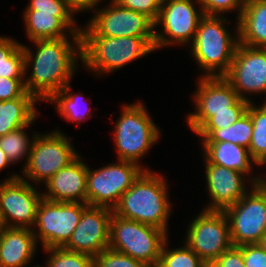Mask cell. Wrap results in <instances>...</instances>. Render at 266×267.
I'll return each mask as SVG.
<instances>
[{"mask_svg": "<svg viewBox=\"0 0 266 267\" xmlns=\"http://www.w3.org/2000/svg\"><path fill=\"white\" fill-rule=\"evenodd\" d=\"M21 44L25 87L40 103L73 83L82 67L81 38L34 40L30 43L34 47Z\"/></svg>", "mask_w": 266, "mask_h": 267, "instance_id": "6da1fadb", "label": "cell"}, {"mask_svg": "<svg viewBox=\"0 0 266 267\" xmlns=\"http://www.w3.org/2000/svg\"><path fill=\"white\" fill-rule=\"evenodd\" d=\"M167 179L162 172L144 170L122 194L113 213L161 229L169 235L174 204L170 200L171 188Z\"/></svg>", "mask_w": 266, "mask_h": 267, "instance_id": "7a4b0ae2", "label": "cell"}, {"mask_svg": "<svg viewBox=\"0 0 266 267\" xmlns=\"http://www.w3.org/2000/svg\"><path fill=\"white\" fill-rule=\"evenodd\" d=\"M80 36L82 69L100 79L158 51L155 38L98 36L87 24Z\"/></svg>", "mask_w": 266, "mask_h": 267, "instance_id": "3957f363", "label": "cell"}, {"mask_svg": "<svg viewBox=\"0 0 266 267\" xmlns=\"http://www.w3.org/2000/svg\"><path fill=\"white\" fill-rule=\"evenodd\" d=\"M226 16L204 15L196 30L192 44L188 47L200 74L197 77L224 76L230 68L239 44V24ZM231 30V31H230ZM234 31V32H232Z\"/></svg>", "mask_w": 266, "mask_h": 267, "instance_id": "277c9868", "label": "cell"}, {"mask_svg": "<svg viewBox=\"0 0 266 267\" xmlns=\"http://www.w3.org/2000/svg\"><path fill=\"white\" fill-rule=\"evenodd\" d=\"M120 115L117 120L110 117L113 122L112 140L116 159L133 162L144 170H151L143 157L148 156L150 149L159 143L162 130L150 115L145 102L137 99L133 103L120 105Z\"/></svg>", "mask_w": 266, "mask_h": 267, "instance_id": "5b68a950", "label": "cell"}, {"mask_svg": "<svg viewBox=\"0 0 266 267\" xmlns=\"http://www.w3.org/2000/svg\"><path fill=\"white\" fill-rule=\"evenodd\" d=\"M50 131L37 134L26 166L20 171L21 179L38 187H43L54 174L80 154L72 142L74 138L71 139L59 127Z\"/></svg>", "mask_w": 266, "mask_h": 267, "instance_id": "8992f818", "label": "cell"}, {"mask_svg": "<svg viewBox=\"0 0 266 267\" xmlns=\"http://www.w3.org/2000/svg\"><path fill=\"white\" fill-rule=\"evenodd\" d=\"M169 235L158 228L112 214L109 248L142 262L157 266L161 249Z\"/></svg>", "mask_w": 266, "mask_h": 267, "instance_id": "52a82bcc", "label": "cell"}, {"mask_svg": "<svg viewBox=\"0 0 266 267\" xmlns=\"http://www.w3.org/2000/svg\"><path fill=\"white\" fill-rule=\"evenodd\" d=\"M203 16L199 0H166L155 21L157 50L172 49L173 46L188 48Z\"/></svg>", "mask_w": 266, "mask_h": 267, "instance_id": "ba28073f", "label": "cell"}, {"mask_svg": "<svg viewBox=\"0 0 266 267\" xmlns=\"http://www.w3.org/2000/svg\"><path fill=\"white\" fill-rule=\"evenodd\" d=\"M78 202H55L42 198L36 211L33 234L41 249L64 247L77 227L83 210Z\"/></svg>", "mask_w": 266, "mask_h": 267, "instance_id": "9c48e42d", "label": "cell"}, {"mask_svg": "<svg viewBox=\"0 0 266 267\" xmlns=\"http://www.w3.org/2000/svg\"><path fill=\"white\" fill-rule=\"evenodd\" d=\"M188 222L182 241L206 264L211 265L233 246L229 221L224 211L201 209Z\"/></svg>", "mask_w": 266, "mask_h": 267, "instance_id": "30bf717a", "label": "cell"}, {"mask_svg": "<svg viewBox=\"0 0 266 267\" xmlns=\"http://www.w3.org/2000/svg\"><path fill=\"white\" fill-rule=\"evenodd\" d=\"M143 171L138 164L118 159L95 169L88 165L87 204L113 210Z\"/></svg>", "mask_w": 266, "mask_h": 267, "instance_id": "8fae6325", "label": "cell"}, {"mask_svg": "<svg viewBox=\"0 0 266 267\" xmlns=\"http://www.w3.org/2000/svg\"><path fill=\"white\" fill-rule=\"evenodd\" d=\"M233 246L259 243L266 234V189L255 184L237 203L224 210Z\"/></svg>", "mask_w": 266, "mask_h": 267, "instance_id": "7c38bea8", "label": "cell"}, {"mask_svg": "<svg viewBox=\"0 0 266 267\" xmlns=\"http://www.w3.org/2000/svg\"><path fill=\"white\" fill-rule=\"evenodd\" d=\"M20 171L9 172L0 180V210L7 227L32 229L43 198L40 187L20 178Z\"/></svg>", "mask_w": 266, "mask_h": 267, "instance_id": "4fadbf2b", "label": "cell"}, {"mask_svg": "<svg viewBox=\"0 0 266 267\" xmlns=\"http://www.w3.org/2000/svg\"><path fill=\"white\" fill-rule=\"evenodd\" d=\"M240 99L266 102V48L238 44L229 71L223 76ZM254 97V98H253ZM253 99V100H252Z\"/></svg>", "mask_w": 266, "mask_h": 267, "instance_id": "5bb4252c", "label": "cell"}, {"mask_svg": "<svg viewBox=\"0 0 266 267\" xmlns=\"http://www.w3.org/2000/svg\"><path fill=\"white\" fill-rule=\"evenodd\" d=\"M105 1L86 22L98 36L155 38V22L147 15L122 7L114 0Z\"/></svg>", "mask_w": 266, "mask_h": 267, "instance_id": "9a60e30c", "label": "cell"}, {"mask_svg": "<svg viewBox=\"0 0 266 267\" xmlns=\"http://www.w3.org/2000/svg\"><path fill=\"white\" fill-rule=\"evenodd\" d=\"M191 92L193 112L186 113L185 122L195 133L214 113L232 112V106L240 99L231 84L223 77H197Z\"/></svg>", "mask_w": 266, "mask_h": 267, "instance_id": "2e32d148", "label": "cell"}, {"mask_svg": "<svg viewBox=\"0 0 266 267\" xmlns=\"http://www.w3.org/2000/svg\"><path fill=\"white\" fill-rule=\"evenodd\" d=\"M204 183L207 199L204 210L224 211L227 207L237 203L255 183L242 172H238L220 165L210 164L203 157ZM249 187V188H248Z\"/></svg>", "mask_w": 266, "mask_h": 267, "instance_id": "e0dca14e", "label": "cell"}, {"mask_svg": "<svg viewBox=\"0 0 266 267\" xmlns=\"http://www.w3.org/2000/svg\"><path fill=\"white\" fill-rule=\"evenodd\" d=\"M112 214L113 210L110 208L88 205L64 248L92 257L108 249Z\"/></svg>", "mask_w": 266, "mask_h": 267, "instance_id": "ac0fdd59", "label": "cell"}, {"mask_svg": "<svg viewBox=\"0 0 266 267\" xmlns=\"http://www.w3.org/2000/svg\"><path fill=\"white\" fill-rule=\"evenodd\" d=\"M79 154L66 167L60 169L45 184L44 199L55 202H78L87 204L88 164ZM85 161H84V160Z\"/></svg>", "mask_w": 266, "mask_h": 267, "instance_id": "d6986e66", "label": "cell"}, {"mask_svg": "<svg viewBox=\"0 0 266 267\" xmlns=\"http://www.w3.org/2000/svg\"><path fill=\"white\" fill-rule=\"evenodd\" d=\"M22 22L29 43L34 40L81 38L79 24L74 13L22 12Z\"/></svg>", "mask_w": 266, "mask_h": 267, "instance_id": "ffe728a7", "label": "cell"}, {"mask_svg": "<svg viewBox=\"0 0 266 267\" xmlns=\"http://www.w3.org/2000/svg\"><path fill=\"white\" fill-rule=\"evenodd\" d=\"M38 247L32 229L4 228L0 232V267L37 266L33 260L38 256Z\"/></svg>", "mask_w": 266, "mask_h": 267, "instance_id": "44dd1931", "label": "cell"}, {"mask_svg": "<svg viewBox=\"0 0 266 267\" xmlns=\"http://www.w3.org/2000/svg\"><path fill=\"white\" fill-rule=\"evenodd\" d=\"M201 153L210 164L220 165L248 176L255 184H260L261 174L255 173V167L261 168L251 157L248 148L230 142H199Z\"/></svg>", "mask_w": 266, "mask_h": 267, "instance_id": "7402d4cb", "label": "cell"}, {"mask_svg": "<svg viewBox=\"0 0 266 267\" xmlns=\"http://www.w3.org/2000/svg\"><path fill=\"white\" fill-rule=\"evenodd\" d=\"M239 24V43L266 48V0H245Z\"/></svg>", "mask_w": 266, "mask_h": 267, "instance_id": "603a6c76", "label": "cell"}, {"mask_svg": "<svg viewBox=\"0 0 266 267\" xmlns=\"http://www.w3.org/2000/svg\"><path fill=\"white\" fill-rule=\"evenodd\" d=\"M37 103L41 104L28 92L19 98L0 101V137L29 125L40 114Z\"/></svg>", "mask_w": 266, "mask_h": 267, "instance_id": "cb8c5ba5", "label": "cell"}, {"mask_svg": "<svg viewBox=\"0 0 266 267\" xmlns=\"http://www.w3.org/2000/svg\"><path fill=\"white\" fill-rule=\"evenodd\" d=\"M71 83L66 84L59 92H56L46 104H51L54 110L60 115L61 120L77 125L80 129L82 122L94 117L91 107L92 99L82 93H76ZM74 92V93H73ZM89 98V99H88ZM88 100V101H87ZM91 100V101H89Z\"/></svg>", "mask_w": 266, "mask_h": 267, "instance_id": "d4e9b609", "label": "cell"}, {"mask_svg": "<svg viewBox=\"0 0 266 267\" xmlns=\"http://www.w3.org/2000/svg\"><path fill=\"white\" fill-rule=\"evenodd\" d=\"M253 125L250 114L246 112L227 128L198 129L194 134L201 142H230L249 148Z\"/></svg>", "mask_w": 266, "mask_h": 267, "instance_id": "484cf974", "label": "cell"}, {"mask_svg": "<svg viewBox=\"0 0 266 267\" xmlns=\"http://www.w3.org/2000/svg\"><path fill=\"white\" fill-rule=\"evenodd\" d=\"M40 116L41 113L29 125L0 137V148L13 166L18 165L19 162L22 163L21 170L26 166L33 141L38 134L37 130L32 132L31 127L38 121L37 119Z\"/></svg>", "mask_w": 266, "mask_h": 267, "instance_id": "4316f807", "label": "cell"}, {"mask_svg": "<svg viewBox=\"0 0 266 267\" xmlns=\"http://www.w3.org/2000/svg\"><path fill=\"white\" fill-rule=\"evenodd\" d=\"M21 43L10 35H0V77L24 78V52Z\"/></svg>", "mask_w": 266, "mask_h": 267, "instance_id": "83f0119b", "label": "cell"}, {"mask_svg": "<svg viewBox=\"0 0 266 267\" xmlns=\"http://www.w3.org/2000/svg\"><path fill=\"white\" fill-rule=\"evenodd\" d=\"M247 112L253 125L248 150L251 157L262 167L266 163V102L259 105L256 102L249 103Z\"/></svg>", "mask_w": 266, "mask_h": 267, "instance_id": "f1b7e54d", "label": "cell"}, {"mask_svg": "<svg viewBox=\"0 0 266 267\" xmlns=\"http://www.w3.org/2000/svg\"><path fill=\"white\" fill-rule=\"evenodd\" d=\"M170 237L162 246L158 267H205L208 265L184 242L181 241L182 245L177 247L171 245Z\"/></svg>", "mask_w": 266, "mask_h": 267, "instance_id": "f546056e", "label": "cell"}, {"mask_svg": "<svg viewBox=\"0 0 266 267\" xmlns=\"http://www.w3.org/2000/svg\"><path fill=\"white\" fill-rule=\"evenodd\" d=\"M46 253L42 267H93V257L79 252H73L64 247L42 249Z\"/></svg>", "mask_w": 266, "mask_h": 267, "instance_id": "4dcf8cb0", "label": "cell"}, {"mask_svg": "<svg viewBox=\"0 0 266 267\" xmlns=\"http://www.w3.org/2000/svg\"><path fill=\"white\" fill-rule=\"evenodd\" d=\"M204 15L226 16L229 13H236L238 21L245 5V0H199ZM228 13V14H227Z\"/></svg>", "mask_w": 266, "mask_h": 267, "instance_id": "1f68e13d", "label": "cell"}, {"mask_svg": "<svg viewBox=\"0 0 266 267\" xmlns=\"http://www.w3.org/2000/svg\"><path fill=\"white\" fill-rule=\"evenodd\" d=\"M248 105V101L239 99L232 106V112L214 113L199 129L227 128L247 112Z\"/></svg>", "mask_w": 266, "mask_h": 267, "instance_id": "d6a6232c", "label": "cell"}, {"mask_svg": "<svg viewBox=\"0 0 266 267\" xmlns=\"http://www.w3.org/2000/svg\"><path fill=\"white\" fill-rule=\"evenodd\" d=\"M93 267H147L142 262L110 248L93 257Z\"/></svg>", "mask_w": 266, "mask_h": 267, "instance_id": "836d02e7", "label": "cell"}, {"mask_svg": "<svg viewBox=\"0 0 266 267\" xmlns=\"http://www.w3.org/2000/svg\"><path fill=\"white\" fill-rule=\"evenodd\" d=\"M122 7L147 15L154 22L158 18L159 9L166 0H114Z\"/></svg>", "mask_w": 266, "mask_h": 267, "instance_id": "e575fe53", "label": "cell"}, {"mask_svg": "<svg viewBox=\"0 0 266 267\" xmlns=\"http://www.w3.org/2000/svg\"><path fill=\"white\" fill-rule=\"evenodd\" d=\"M26 92L24 78L0 77V101L22 97Z\"/></svg>", "mask_w": 266, "mask_h": 267, "instance_id": "d590c367", "label": "cell"}, {"mask_svg": "<svg viewBox=\"0 0 266 267\" xmlns=\"http://www.w3.org/2000/svg\"><path fill=\"white\" fill-rule=\"evenodd\" d=\"M238 247L242 250L245 267H266V253L258 243Z\"/></svg>", "mask_w": 266, "mask_h": 267, "instance_id": "8d00e7d4", "label": "cell"}, {"mask_svg": "<svg viewBox=\"0 0 266 267\" xmlns=\"http://www.w3.org/2000/svg\"><path fill=\"white\" fill-rule=\"evenodd\" d=\"M25 10L39 11V13H73L65 0H29Z\"/></svg>", "mask_w": 266, "mask_h": 267, "instance_id": "74e56055", "label": "cell"}, {"mask_svg": "<svg viewBox=\"0 0 266 267\" xmlns=\"http://www.w3.org/2000/svg\"><path fill=\"white\" fill-rule=\"evenodd\" d=\"M212 267H245L242 250L232 246L222 253L212 264Z\"/></svg>", "mask_w": 266, "mask_h": 267, "instance_id": "f35d334b", "label": "cell"}, {"mask_svg": "<svg viewBox=\"0 0 266 267\" xmlns=\"http://www.w3.org/2000/svg\"><path fill=\"white\" fill-rule=\"evenodd\" d=\"M104 0H65L67 7L75 16L92 13Z\"/></svg>", "mask_w": 266, "mask_h": 267, "instance_id": "ab89813d", "label": "cell"}, {"mask_svg": "<svg viewBox=\"0 0 266 267\" xmlns=\"http://www.w3.org/2000/svg\"><path fill=\"white\" fill-rule=\"evenodd\" d=\"M12 165V163L7 158L6 154L3 152V150L0 148V173L1 171H4V169L7 170Z\"/></svg>", "mask_w": 266, "mask_h": 267, "instance_id": "60d3db41", "label": "cell"}, {"mask_svg": "<svg viewBox=\"0 0 266 267\" xmlns=\"http://www.w3.org/2000/svg\"><path fill=\"white\" fill-rule=\"evenodd\" d=\"M265 166H266V163L262 166V168L263 169H266V168H264ZM261 172L264 173V174H262ZM265 172L264 171H260V173H261V181H260V184L266 189V173Z\"/></svg>", "mask_w": 266, "mask_h": 267, "instance_id": "b9f144b4", "label": "cell"}, {"mask_svg": "<svg viewBox=\"0 0 266 267\" xmlns=\"http://www.w3.org/2000/svg\"><path fill=\"white\" fill-rule=\"evenodd\" d=\"M258 244L262 247V249L266 253V234L261 238Z\"/></svg>", "mask_w": 266, "mask_h": 267, "instance_id": "7bdbcfd3", "label": "cell"}, {"mask_svg": "<svg viewBox=\"0 0 266 267\" xmlns=\"http://www.w3.org/2000/svg\"><path fill=\"white\" fill-rule=\"evenodd\" d=\"M6 227L7 226H6L5 222H4V219H3V216H2V213H1V210H0V232Z\"/></svg>", "mask_w": 266, "mask_h": 267, "instance_id": "ee69618b", "label": "cell"}]
</instances>
